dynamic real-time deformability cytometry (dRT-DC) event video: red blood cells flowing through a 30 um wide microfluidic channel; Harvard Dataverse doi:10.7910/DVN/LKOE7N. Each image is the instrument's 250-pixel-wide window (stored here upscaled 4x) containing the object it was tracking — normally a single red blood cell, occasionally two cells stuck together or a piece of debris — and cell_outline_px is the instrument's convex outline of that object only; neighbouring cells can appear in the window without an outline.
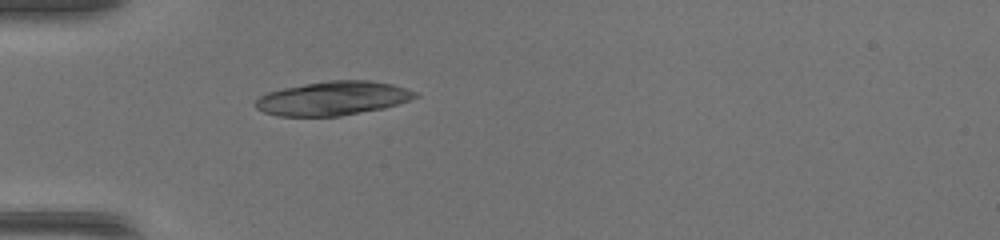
{"species": "common noctule bat (a hibernating species)", "species_latin": "Nyctalus noctula", "temperature_condition": "warm", "stored_images_in_passage": 32, "camera_frame_rate_fps": 3000, "um_per_image_px": 0.085, "animal": {"sex": "female", "body_mass_g": 17.0, "forearm_length_mm": 48.0}, "frame": {"image": 1, "passage_image": 1, "time_ms": 0.0, "image_size_px": [1000, 240], "cell_outline_px": [[420, 96], [384, 108], [340, 116], [280, 116], [264, 112], [256, 108], [256, 100], [260, 96], [268, 92], [284, 88], [304, 84], [328, 80], [368, 80], [392, 84], [416, 92]], "centroid_in_image_um": [28.3, 8.36], "position_along_channel_um": 56.7, "area_um2": 31.33}}
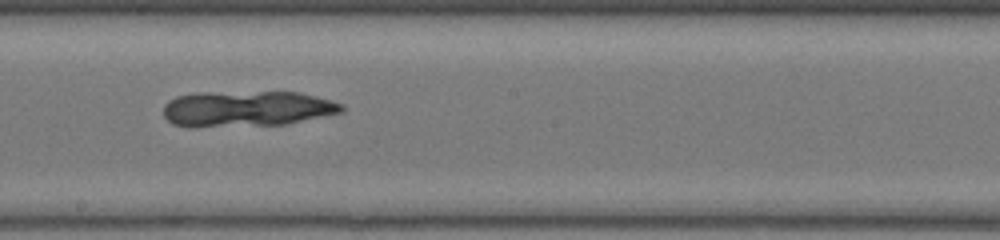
{"frame": {"image": 2, "passage_image": 13, "time_ms": 4.0, "image_size_px": [1000, 240], "cell_outline_px": [[344, 112], [284, 124], [172, 124], [164, 116], [164, 104], [168, 100], [176, 96], [196, 92], [300, 92], [328, 100], [340, 104], [344, 108]], "centroid_in_image_um": [21.01, 9.18], "position_along_channel_um": 227.2, "area_um2": 35.78}}
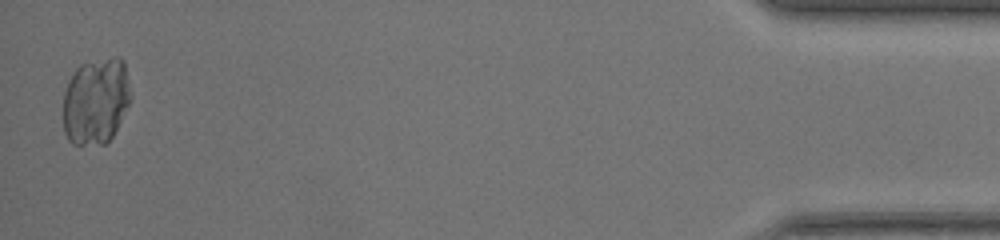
{"frame": {"image": 3, "passage_image": 32, "time_ms": 10.333, "image_size_px": [1000, 240], "cell_outline_px": [[132, 96], [112, 136], [104, 144], [72, 144], [68, 140], [64, 132], [64, 92], [68, 80], [76, 68], [80, 64], [112, 56], [120, 56], [124, 60]], "centroid_in_image_um": [8.15, 8.55], "position_along_channel_um": 427.1, "area_um2": 34.22}}